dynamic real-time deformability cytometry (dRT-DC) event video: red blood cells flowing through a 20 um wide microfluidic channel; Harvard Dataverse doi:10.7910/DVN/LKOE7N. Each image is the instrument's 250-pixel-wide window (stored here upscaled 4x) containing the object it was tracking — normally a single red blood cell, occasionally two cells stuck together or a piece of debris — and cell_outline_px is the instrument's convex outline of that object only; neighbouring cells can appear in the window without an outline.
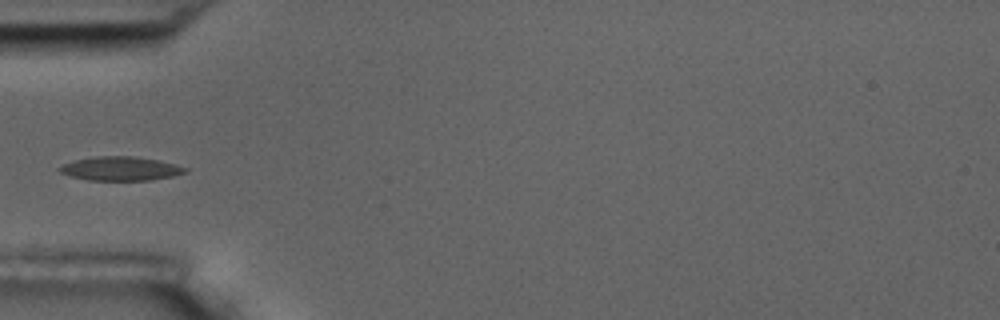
{"species": "common noctule bat (a hibernating species)", "species_latin": "Nyctalus noctula", "temperature_condition": "room temperature", "stored_images_in_passage": 7, "camera_frame_rate_fps": 3000, "um_per_image_px": 0.085, "animal": {"sex": "male", "body_mass_g": 17.5, "forearm_length_mm": 52.3}, "frame": {"image": 1, "passage_image": 4, "time_ms": 4.667, "image_size_px": [1000, 320], "cell_outline_px": [[188, 172], [172, 176], [152, 180], [88, 180], [72, 176], [60, 172], [56, 168], [64, 164], [76, 160], [96, 156], [132, 156], [156, 160], [176, 164], [188, 168]], "centroid_in_image_um": [10.27, 14.33], "position_along_channel_um": 74.7, "area_um2": 17.4}}
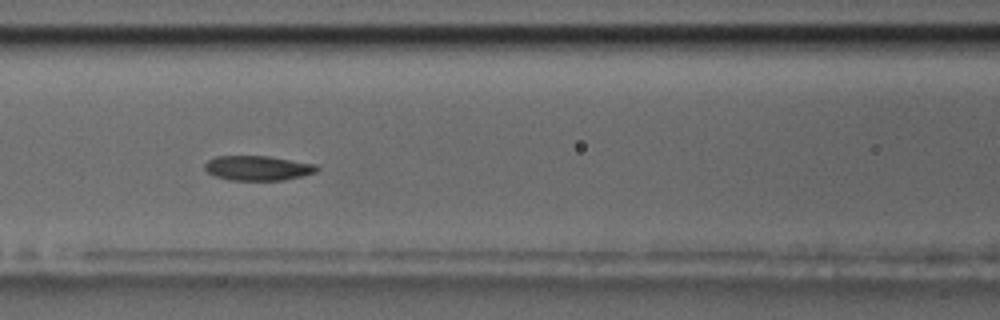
{"frame": {"image": 2, "passage_image": 6, "time_ms": 6.667, "image_size_px": [1000, 320], "cell_outline_px": [[320, 168], [316, 172], [284, 180], [228, 180], [216, 176], [208, 172], [204, 168], [204, 164], [208, 160], [216, 156], [268, 156], [316, 164]], "centroid_in_image_um": [21.91, 14.28], "position_along_channel_um": 144.7, "area_um2": 16.13}}
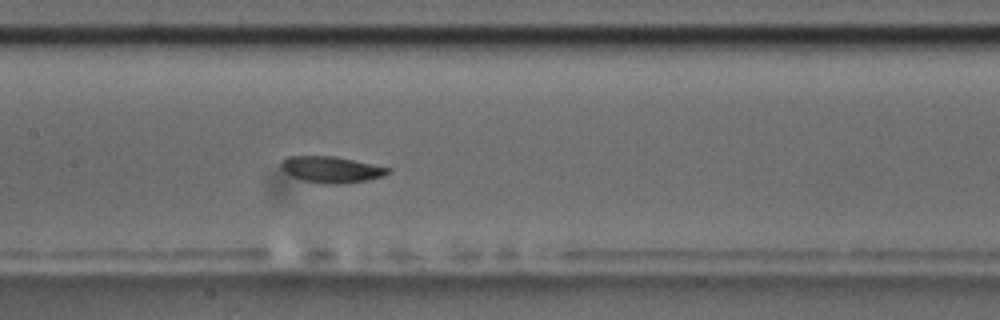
{"frame": {"image": 3, "passage_image": 7, "time_ms": 7.667, "image_size_px": [1000, 320], "cell_outline_px": [[392, 172], [380, 176], [364, 180], [340, 184], [320, 184], [300, 180], [284, 172], [280, 168], [280, 164], [288, 156], [332, 156], [392, 168]], "centroid_in_image_um": [28.12, 14.42], "position_along_channel_um": 179.3, "area_um2": 16.3}}